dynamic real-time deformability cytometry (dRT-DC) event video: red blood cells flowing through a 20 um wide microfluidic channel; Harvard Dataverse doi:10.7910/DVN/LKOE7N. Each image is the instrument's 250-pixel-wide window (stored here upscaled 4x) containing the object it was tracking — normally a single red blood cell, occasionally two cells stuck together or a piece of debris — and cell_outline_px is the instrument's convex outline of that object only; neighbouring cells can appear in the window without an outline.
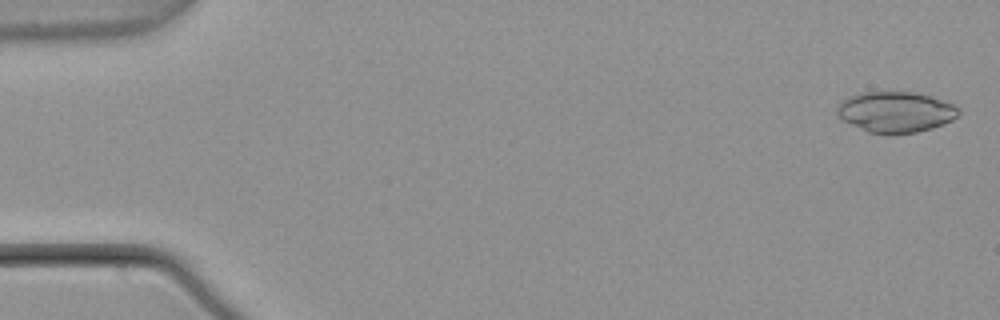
{"species": "common noctule bat (a hibernating species)", "species_latin": "Nyctalus noctula", "temperature_condition": "warm", "stored_images_in_passage": 4, "camera_frame_rate_fps": 3000, "um_per_image_px": 0.085, "animal": {"sex": "male", "body_mass_g": 21.5, "forearm_length_mm": 52.0}, "frame": {"image": 1, "passage_image": 1, "time_ms": 0.0, "image_size_px": [1000, 320], "cell_outline_px": [[960, 112], [952, 120], [944, 124], [932, 128], [916, 132], [868, 132], [840, 120], [836, 112], [836, 104], [848, 96], [860, 92], [916, 92], [932, 96], [956, 104], [960, 108]], "centroid_in_image_um": [76.11, 9.48], "position_along_channel_um": 8.9, "area_um2": 29.02}}
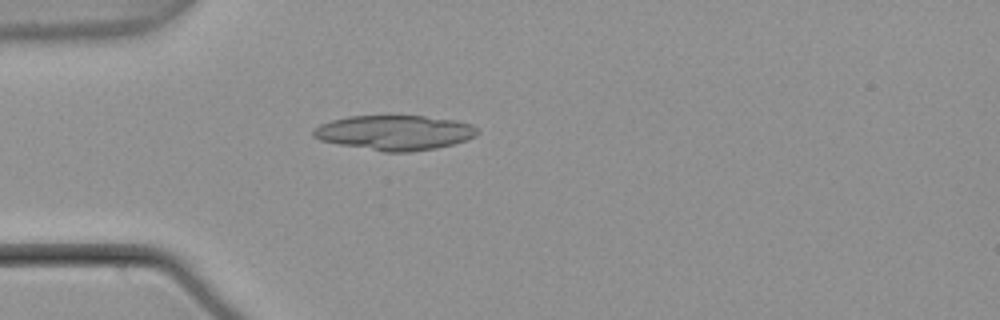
{"frame": {"image": 2, "passage_image": 4, "time_ms": 1.0, "image_size_px": [1000, 320], "cell_outline_px": [[480, 132], [476, 136], [452, 144], [436, 148], [408, 152], [384, 152], [340, 144], [320, 140], [312, 136], [312, 132], [320, 124], [332, 120], [348, 116], [424, 116], [456, 120], [472, 124]], "centroid_in_image_um": [33.56, 11.27], "position_along_channel_um": 51.4, "area_um2": 33.18}}